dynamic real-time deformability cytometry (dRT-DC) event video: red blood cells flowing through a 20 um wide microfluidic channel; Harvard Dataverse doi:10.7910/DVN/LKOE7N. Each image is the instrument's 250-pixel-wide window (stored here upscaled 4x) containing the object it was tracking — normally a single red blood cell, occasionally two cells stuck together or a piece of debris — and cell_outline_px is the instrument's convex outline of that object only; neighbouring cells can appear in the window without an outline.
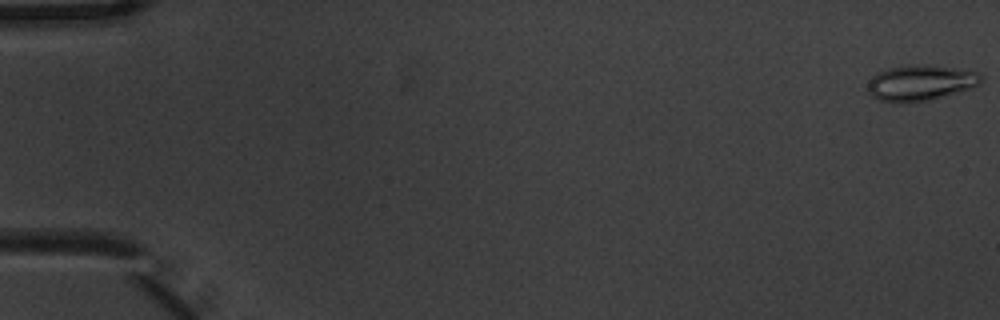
{"species": "common noctule bat (a hibernating species)", "species_latin": "Nyctalus noctula", "temperature_condition": "warm", "stored_images_in_passage": 8, "camera_frame_rate_fps": 3000, "um_per_image_px": 0.085, "animal": {"sex": "male", "body_mass_g": 20.1, "forearm_length_mm": 53.5}, "frame": {"image": 1, "passage_image": 1, "time_ms": 0.0, "image_size_px": [1000, 320], "cell_outline_px": [[984, 76], [980, 84], [972, 88], [928, 100], [904, 104], [900, 104], [880, 100], [872, 96], [868, 92], [868, 80], [876, 72], [888, 68], [916, 64], [952, 68], [976, 72]], "centroid_in_image_um": [78.2, 7.06], "position_along_channel_um": 6.8, "area_um2": 23.58}}
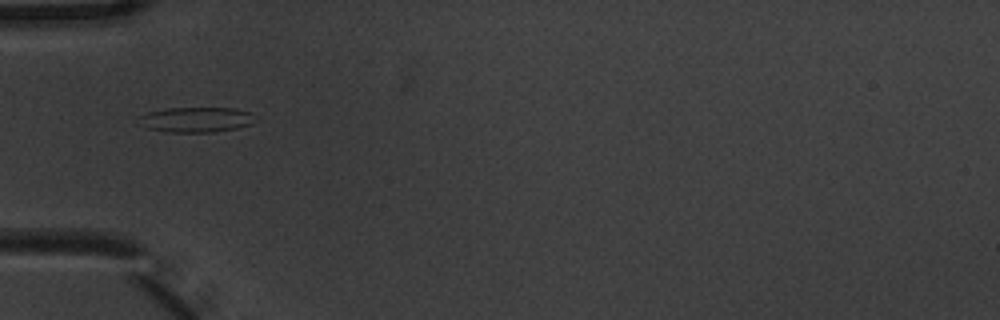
{"frame": {"image": 2, "passage_image": 6, "time_ms": 1.667, "image_size_px": [1000, 320], "cell_outline_px": [[252, 124], [236, 128], [212, 132], [168, 132], [148, 128], [140, 120], [140, 116], [148, 112], [168, 108], [236, 108], [252, 112]], "centroid_in_image_um": [16.71, 10.16], "position_along_channel_um": 68.3, "area_um2": 16.76}}
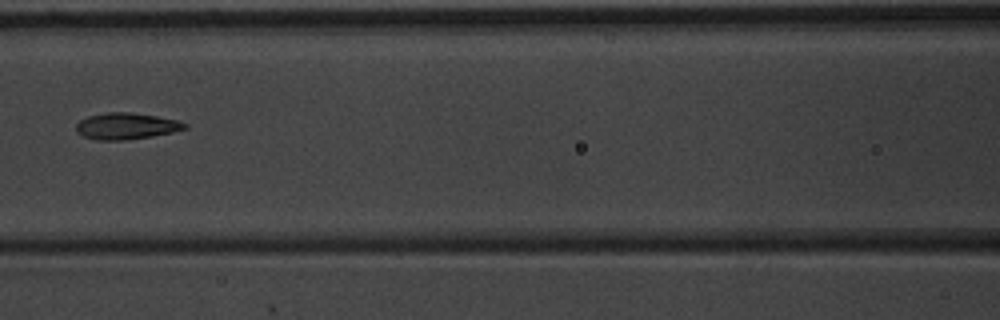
{"frame": {"image": 3, "passage_image": 8, "time_ms": 2.333, "image_size_px": [1000, 320], "cell_outline_px": [[188, 128], [172, 132], [152, 136], [124, 140], [96, 140], [84, 136], [76, 132], [76, 124], [80, 120], [88, 116], [108, 112], [132, 112], [180, 120], [188, 124]], "centroid_in_image_um": [10.75, 10.71], "position_along_channel_um": 155.8, "area_um2": 16.82}}